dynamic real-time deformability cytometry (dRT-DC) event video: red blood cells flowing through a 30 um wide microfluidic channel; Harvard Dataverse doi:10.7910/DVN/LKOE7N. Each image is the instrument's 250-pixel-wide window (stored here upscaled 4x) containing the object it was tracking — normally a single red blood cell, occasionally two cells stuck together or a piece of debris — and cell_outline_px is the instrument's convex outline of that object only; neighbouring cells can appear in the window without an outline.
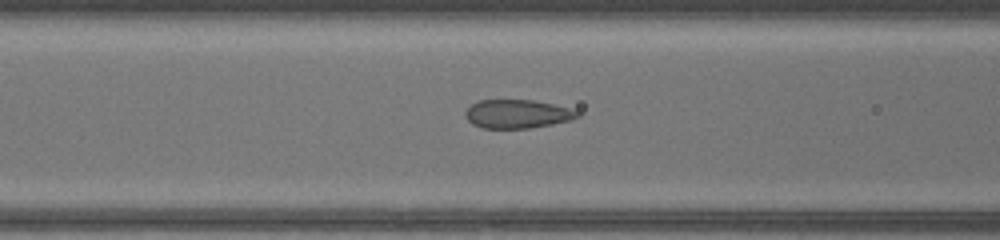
{"species": "common noctule bat (a hibernating species)", "species_latin": "Nyctalus noctula", "temperature_condition": "warm", "stored_images_in_passage": 33, "camera_frame_rate_fps": 3000, "um_per_image_px": 0.085, "animal": {"sex": "female", "body_mass_g": 17.0, "forearm_length_mm": 48.0}, "frame": {"image": 1, "passage_image": 5, "time_ms": 1.333, "image_size_px": [1000, 240], "cell_outline_px": [[580, 116], [572, 120], [552, 124], [528, 128], [484, 128], [472, 124], [464, 116], [464, 112], [472, 104], [480, 100], [532, 100], [552, 104], [568, 108], [580, 112]], "centroid_in_image_um": [43.96, 9.69], "position_along_channel_um": 122.6, "area_um2": 18.61}}
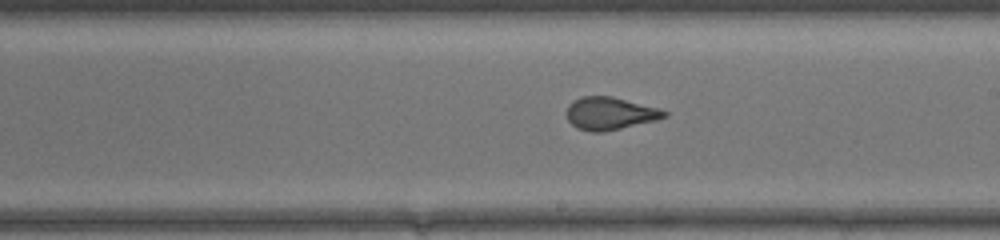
{"frame": {"image": 2, "passage_image": 13, "time_ms": 4.0, "image_size_px": [1000, 240], "cell_outline_px": [[668, 116], [656, 120], [604, 132], [592, 132], [576, 128], [568, 120], [564, 112], [568, 104], [572, 100], [580, 96], [612, 96], [660, 108], [668, 112]], "centroid_in_image_um": [51.81, 9.63], "position_along_channel_um": 237.2, "area_um2": 18.9}}
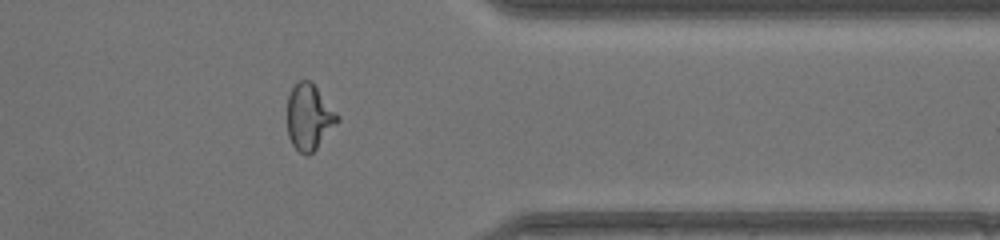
{"frame": {"image": 3, "passage_image": 24, "time_ms": 7.667, "image_size_px": [1000, 240], "cell_outline_px": [[340, 120], [316, 148], [308, 156], [300, 152], [292, 144], [288, 136], [288, 96], [292, 88], [300, 80], [312, 80], [340, 116]], "centroid_in_image_um": [26.29, 9.92], "position_along_channel_um": 385.1, "area_um2": 19.25}}